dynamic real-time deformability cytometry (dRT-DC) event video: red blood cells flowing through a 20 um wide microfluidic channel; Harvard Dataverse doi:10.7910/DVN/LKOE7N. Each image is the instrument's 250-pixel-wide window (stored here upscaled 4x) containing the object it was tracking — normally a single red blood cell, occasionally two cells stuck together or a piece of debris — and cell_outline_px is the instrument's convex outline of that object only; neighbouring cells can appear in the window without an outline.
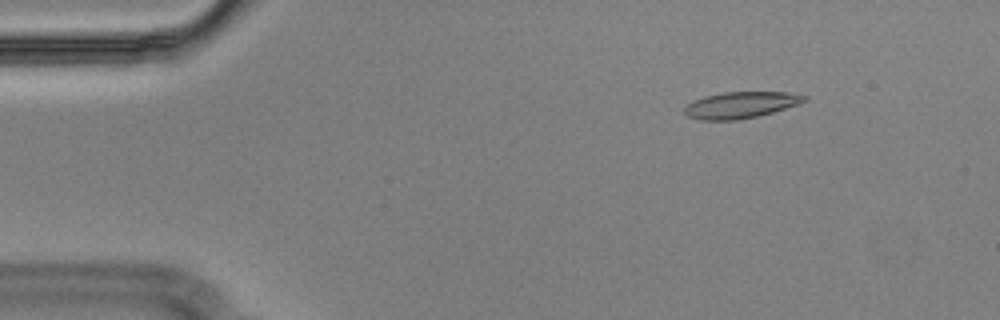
{"species": "Egyptian fruit bat (a non-hibernating species)", "species_latin": "Rousettus aegyptiacus", "temperature_condition": "cold", "stored_images_in_passage": 55, "camera_frame_rate_fps": 3000, "um_per_image_px": 0.085, "animal": {"sex": "male"}, "frame": {"image": 1, "passage_image": 7, "time_ms": 2.0, "image_size_px": [1000, 320], "cell_outline_px": [[808, 100], [772, 112], [756, 116], [736, 120], [700, 120], [688, 116], [684, 112], [684, 108], [688, 104], [704, 96], [724, 92], [788, 92], [808, 96]], "centroid_in_image_um": [62.95, 8.92], "position_along_channel_um": 22.0, "area_um2": 18.21}}
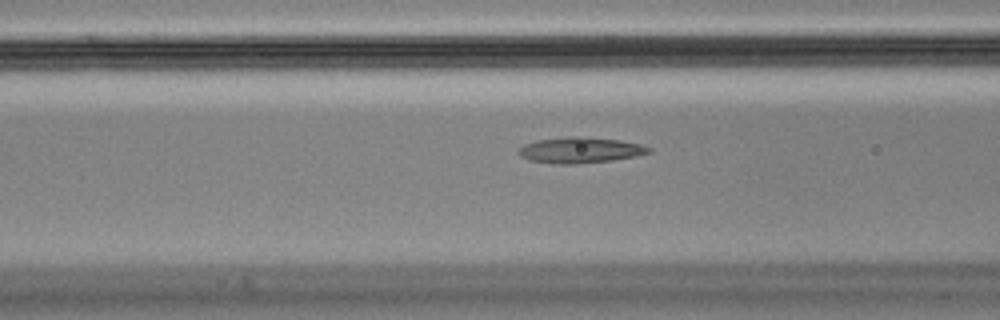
{"frame": {"image": 2, "passage_image": 21, "time_ms": 6.667, "image_size_px": [1000, 320], "cell_outline_px": [[652, 152], [636, 156], [612, 160], [576, 164], [552, 164], [528, 160], [520, 156], [516, 152], [524, 144], [536, 140], [572, 136], [584, 136], [620, 140], [640, 144], [652, 148]], "centroid_in_image_um": [49.3, 12.76], "position_along_channel_um": 117.3, "area_um2": 19.83}}
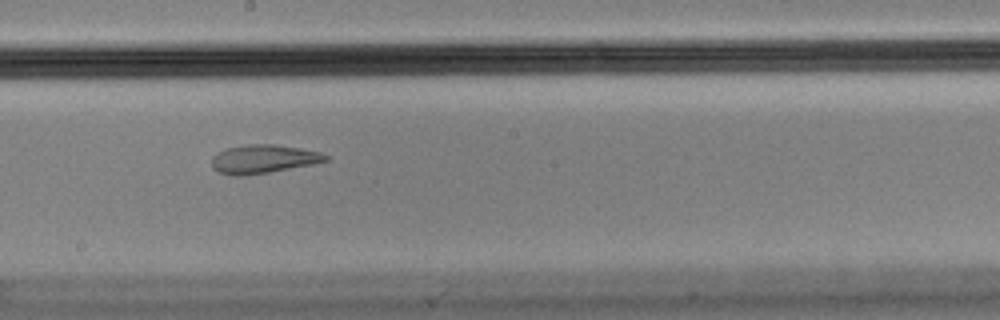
{"frame": {"image": 3, "passage_image": 30, "time_ms": 9.667, "image_size_px": [1000, 320], "cell_outline_px": [[328, 160], [312, 164], [248, 176], [232, 176], [216, 172], [212, 168], [212, 156], [216, 152], [228, 148], [248, 144], [276, 144], [300, 148], [320, 152], [328, 156]], "centroid_in_image_um": [22.32, 13.53], "position_along_channel_um": 225.9, "area_um2": 19.13}, "authors_computed_cell_mechanics": {"area_um2": 19.4208, "velocity_mm_per_s": 3.6227, "shape_relaxation_time_tau1_ms": null, "shape_relaxation_time_tau2_ms": 2.5021, "deformation_change_tau1": null, "deformation_change_tau2": 0.0922}}